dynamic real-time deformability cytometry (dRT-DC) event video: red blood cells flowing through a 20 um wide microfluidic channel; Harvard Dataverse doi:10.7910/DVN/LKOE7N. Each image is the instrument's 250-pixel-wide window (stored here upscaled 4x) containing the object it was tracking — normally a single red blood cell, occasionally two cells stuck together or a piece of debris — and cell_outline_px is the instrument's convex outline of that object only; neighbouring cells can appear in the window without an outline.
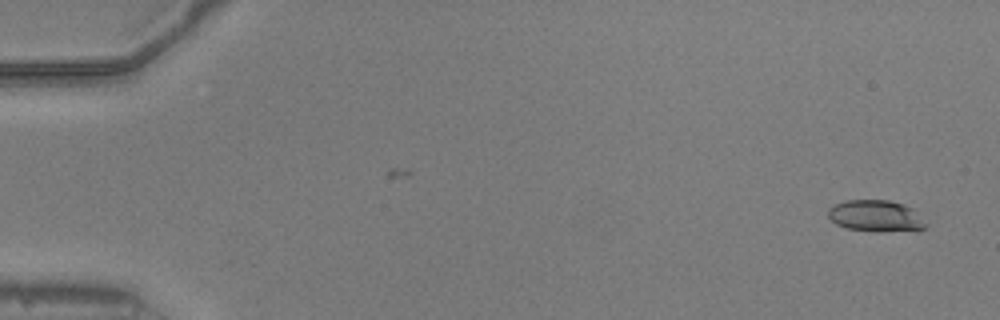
{"species": "common noctule bat (a hibernating species)", "species_latin": "Nyctalus noctula", "temperature_condition": "warm", "stored_images_in_passage": 52, "camera_frame_rate_fps": 3000, "um_per_image_px": 0.085, "animal": {"sex": "male", "body_mass_g": 20.5, "forearm_length_mm": 52.5}, "frame": {"image": 1, "passage_image": 2, "time_ms": 0.333, "image_size_px": [1000, 320], "cell_outline_px": [[928, 228], [920, 232], [876, 232], [848, 228], [836, 224], [828, 216], [828, 208], [836, 204], [848, 200], [888, 200], [904, 204], [912, 208], [928, 224]], "centroid_in_image_um": [74.54, 18.39], "position_along_channel_um": 10.5, "area_um2": 18.44}}
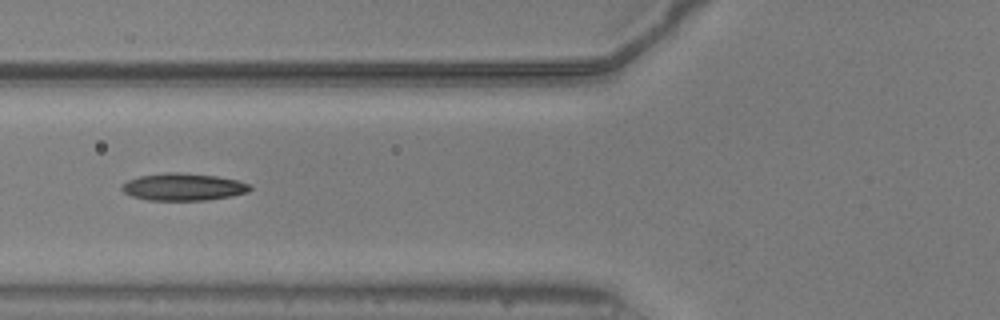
{"frame": {"image": 2, "passage_image": 21, "time_ms": 6.667, "image_size_px": [1000, 320], "cell_outline_px": [[252, 188], [248, 192], [232, 196], [208, 200], [148, 200], [132, 196], [124, 192], [120, 188], [128, 180], [140, 176], [164, 172], [176, 172], [216, 176], [236, 180], [252, 184]], "centroid_in_image_um": [15.61, 15.89], "position_along_channel_um": 110.2, "area_um2": 20.35}}
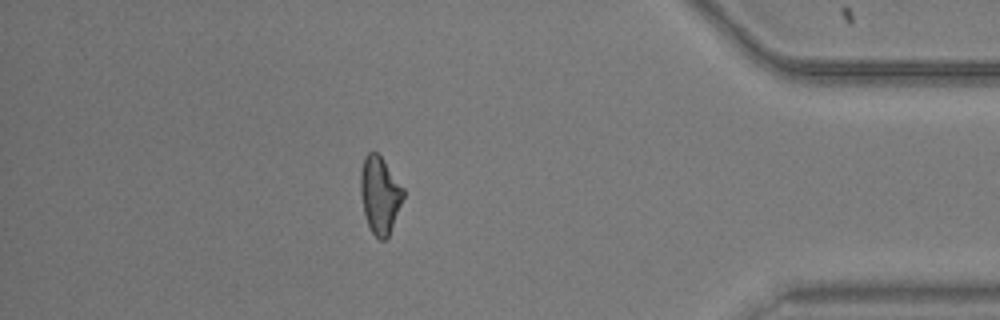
{"frame": {"image": 3, "passage_image": 46, "time_ms": 15.0, "image_size_px": [1000, 320], "cell_outline_px": [[404, 196], [388, 236], [384, 240], [380, 240], [372, 232], [368, 224], [364, 212], [360, 192], [360, 172], [364, 156], [368, 152], [376, 152], [380, 156], [404, 188]], "centroid_in_image_um": [32.27, 16.54], "position_along_channel_um": 402.9, "area_um2": 18.9}, "authors_computed_cell_mechanics": {"area_um2": 19.363, "velocity_mm_per_s": 3.9328, "shape_relaxation_time_tau1_ms": 7.5855, "shape_relaxation_time_tau2_ms": 3.2775, "deformation_change_tau1": 0.1742, "deformation_change_tau2": 0.1158}}